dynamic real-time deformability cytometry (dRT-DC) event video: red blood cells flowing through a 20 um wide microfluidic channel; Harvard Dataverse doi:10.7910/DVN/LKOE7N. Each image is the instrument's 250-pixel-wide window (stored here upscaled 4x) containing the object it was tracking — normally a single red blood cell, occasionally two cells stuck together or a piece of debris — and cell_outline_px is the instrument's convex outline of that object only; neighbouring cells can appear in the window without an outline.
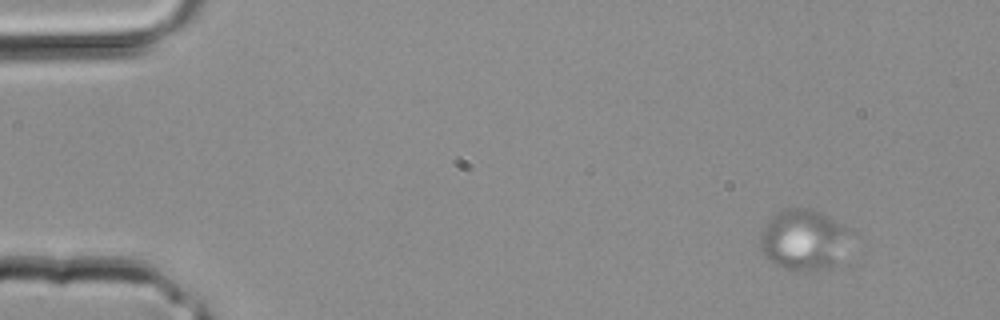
{"species": "common noctule bat (a hibernating species)", "species_latin": "Nyctalus noctula", "temperature_condition": "room temperature", "stored_images_in_passage": 2, "camera_frame_rate_fps": 3000, "um_per_image_px": 0.085, "animal": {"sex": "male", "body_mass_g": 20.4}, "frame": {"image": 1, "passage_image": 1, "time_ms": 0.0, "image_size_px": [1000, 320], "cell_outline_px": [[844, 228], [832, 264], [820, 268], [804, 272], [784, 268], [772, 264], [764, 256], [760, 248], [760, 232], [764, 224], [772, 216], [784, 208], [812, 208], [820, 212], [840, 224]], "centroid_in_image_um": [68.04, 20.34], "position_along_channel_um": 17.0, "area_um2": 30.06}}
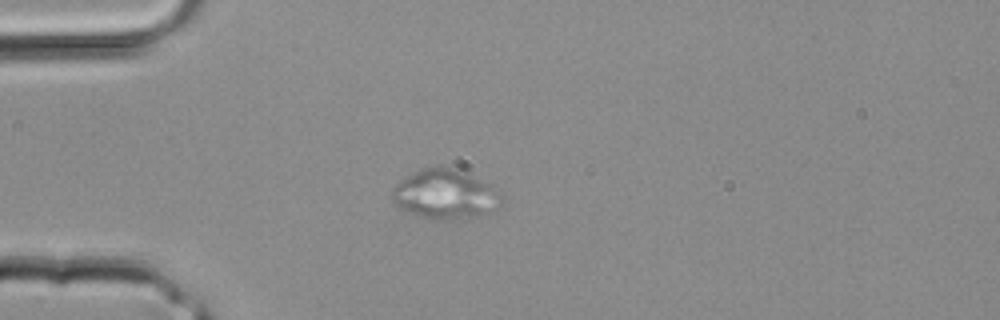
{"frame": {"image": 2, "passage_image": 2, "time_ms": 0.333, "image_size_px": [1000, 320], "cell_outline_px": [[504, 200], [496, 208], [472, 216], [452, 220], [432, 220], [416, 216], [396, 204], [392, 200], [392, 188], [400, 180], [424, 168], [436, 164], [440, 164], [460, 168], [500, 188]], "centroid_in_image_um": [37.88, 16.47], "position_along_channel_um": 47.1, "area_um2": 32.25}}